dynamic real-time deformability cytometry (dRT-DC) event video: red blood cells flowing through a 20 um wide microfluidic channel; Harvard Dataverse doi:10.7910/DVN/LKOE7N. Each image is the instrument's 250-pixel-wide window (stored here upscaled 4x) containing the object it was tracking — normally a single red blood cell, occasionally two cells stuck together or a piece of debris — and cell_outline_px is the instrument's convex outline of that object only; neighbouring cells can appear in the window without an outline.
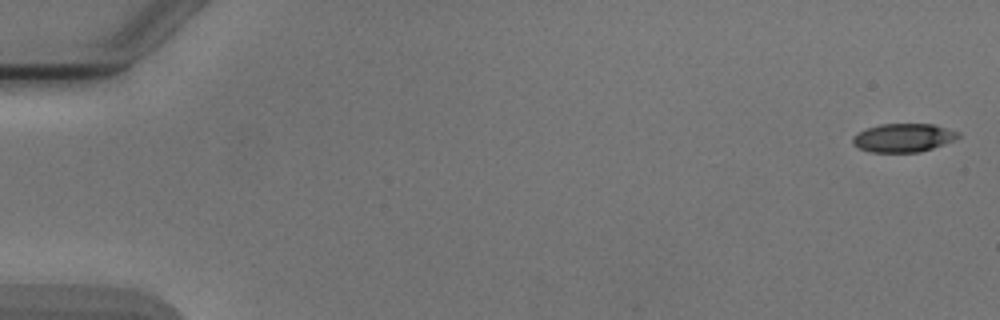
{"species": "Egyptian fruit bat (a non-hibernating species)", "species_latin": "Rousettus aegyptiacus", "temperature_condition": "cold", "stored_images_in_passage": 5, "camera_frame_rate_fps": 3000, "um_per_image_px": 0.085, "animal": {"sex": "male"}, "frame": {"image": 1, "passage_image": 1, "time_ms": 0.0, "image_size_px": [1000, 320], "cell_outline_px": [[960, 136], [944, 144], [920, 152], [872, 152], [860, 148], [852, 144], [852, 136], [868, 128], [880, 124], [932, 124], [960, 132]], "centroid_in_image_um": [76.78, 11.71], "position_along_channel_um": 8.2, "area_um2": 17.34}}
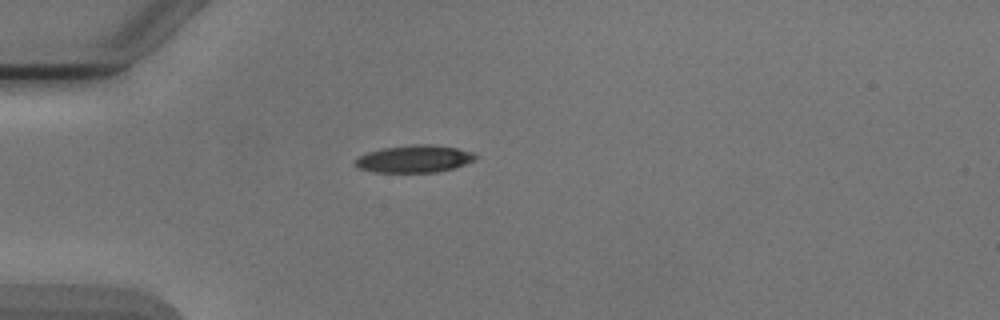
{"frame": {"image": 2, "passage_image": 5, "time_ms": 4.667, "image_size_px": [1000, 320], "cell_outline_px": [[480, 156], [476, 160], [452, 168], [436, 172], [372, 172], [356, 168], [352, 164], [360, 156], [368, 152], [384, 148], [412, 144], [432, 144], [456, 148], [472, 152]], "centroid_in_image_um": [35.21, 13.5], "position_along_channel_um": 49.8, "area_um2": 19.25}}